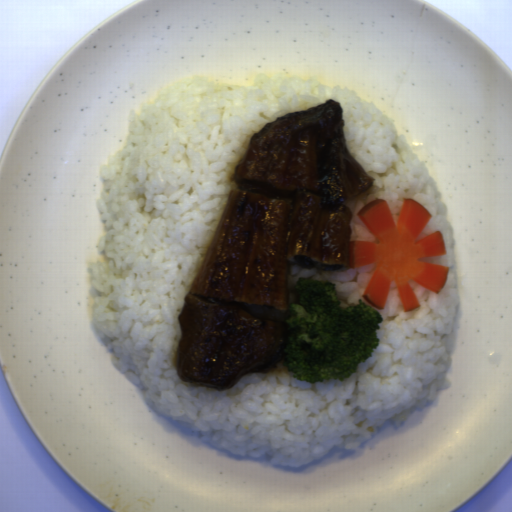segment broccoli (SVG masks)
<instances>
[{"label":"broccoli","mask_w":512,"mask_h":512,"mask_svg":"<svg viewBox=\"0 0 512 512\" xmlns=\"http://www.w3.org/2000/svg\"><path fill=\"white\" fill-rule=\"evenodd\" d=\"M289 289L284 367L301 383L344 381L378 349L383 318L359 298L343 308L336 284L301 276Z\"/></svg>","instance_id":"broccoli-1"}]
</instances>
